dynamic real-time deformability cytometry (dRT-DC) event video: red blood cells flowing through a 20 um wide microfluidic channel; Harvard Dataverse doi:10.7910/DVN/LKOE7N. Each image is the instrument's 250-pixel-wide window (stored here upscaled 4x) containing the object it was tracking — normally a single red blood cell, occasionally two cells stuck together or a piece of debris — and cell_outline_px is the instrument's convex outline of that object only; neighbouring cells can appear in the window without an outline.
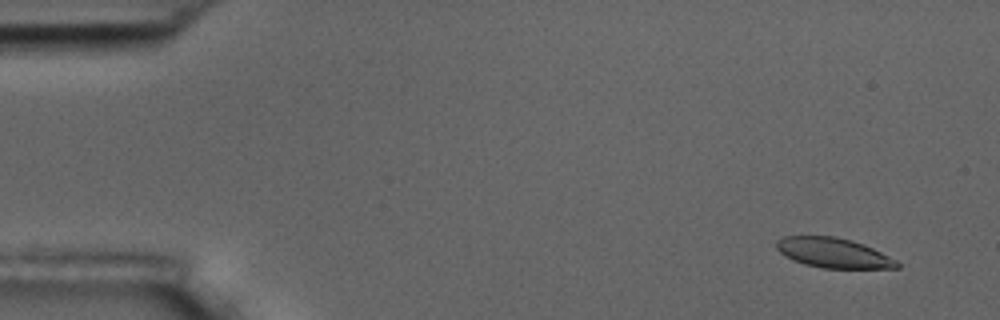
{"species": "common noctule bat (a hibernating species)", "species_latin": "Nyctalus noctula", "temperature_condition": "room temperature", "stored_images_in_passage": 5, "camera_frame_rate_fps": 3000, "um_per_image_px": 0.085, "animal": {"sex": "male", "body_mass_g": 17.5, "forearm_length_mm": 52.3}, "frame": {"image": 1, "passage_image": 2, "time_ms": 1.0, "image_size_px": [1000, 320], "cell_outline_px": [[900, 268], [824, 268], [804, 264], [792, 260], [784, 256], [776, 248], [776, 240], [784, 236], [836, 236], [852, 240], [864, 244], [896, 260], [900, 264]], "centroid_in_image_um": [70.81, 21.49], "position_along_channel_um": 14.2, "area_um2": 21.04}}
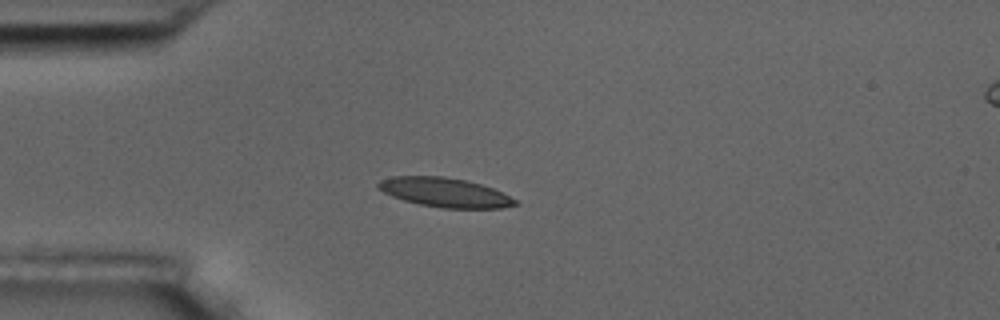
{"frame": {"image": 2, "passage_image": 5, "time_ms": 4.667, "image_size_px": [1000, 320], "cell_outline_px": [[520, 204], [500, 208], [444, 208], [420, 204], [404, 200], [392, 196], [376, 188], [376, 184], [380, 180], [392, 176], [444, 176], [464, 180], [480, 184], [492, 188], [516, 200]], "centroid_in_image_um": [37.77, 16.35], "position_along_channel_um": 47.2, "area_um2": 23.18}}